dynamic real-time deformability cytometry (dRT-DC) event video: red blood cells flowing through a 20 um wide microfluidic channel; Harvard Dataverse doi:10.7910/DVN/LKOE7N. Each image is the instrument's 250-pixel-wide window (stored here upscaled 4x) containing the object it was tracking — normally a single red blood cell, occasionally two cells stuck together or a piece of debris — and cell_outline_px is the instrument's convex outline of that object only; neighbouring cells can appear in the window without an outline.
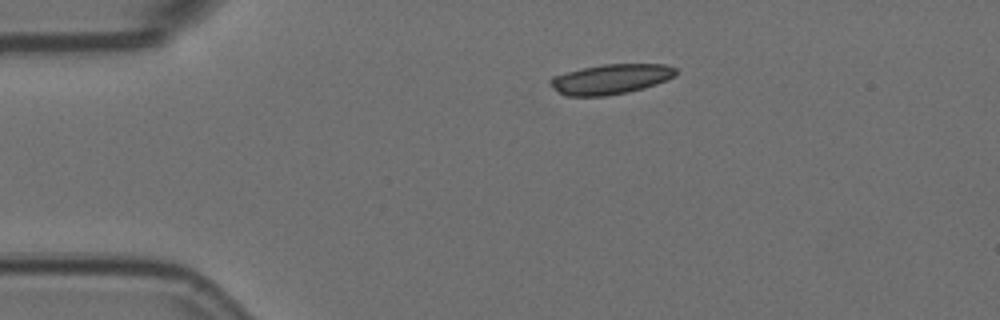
{"species": "Egyptian fruit bat (a non-hibernating species)", "species_latin": "Rousettus aegyptiacus", "temperature_condition": "room temperature", "stored_images_in_passage": 3, "camera_frame_rate_fps": 3000, "um_per_image_px": 0.085, "animal": {"sex": "female"}, "frame": {"image": 1, "passage_image": 1, "time_ms": 0.0, "image_size_px": [1000, 320], "cell_outline_px": [[676, 76], [656, 84], [644, 88], [628, 92], [604, 96], [564, 96], [548, 84], [548, 80], [552, 76], [584, 68], [604, 64], [664, 64], [676, 68]], "centroid_in_image_um": [51.9, 6.73], "position_along_channel_um": 33.1, "area_um2": 21.96}}
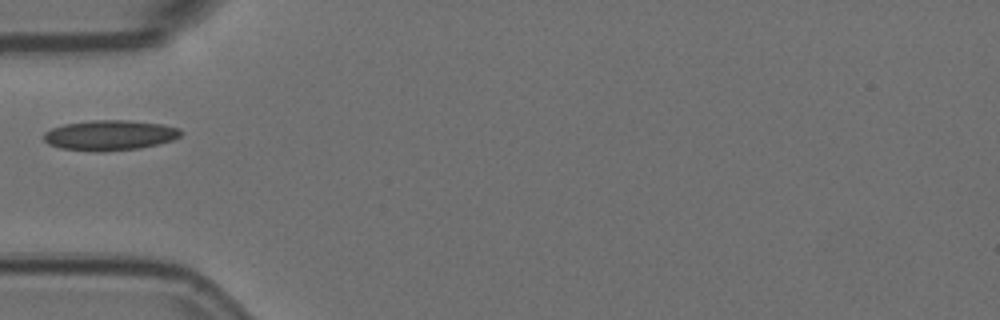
{"frame": {"image": 2, "passage_image": 3, "time_ms": 0.667, "image_size_px": [1000, 320], "cell_outline_px": [[184, 132], [180, 136], [172, 140], [140, 148], [60, 148], [48, 144], [44, 140], [44, 132], [52, 128], [64, 124], [92, 120], [128, 120], [164, 124], [180, 128]], "centroid_in_image_um": [9.39, 11.43], "position_along_channel_um": 75.6, "area_um2": 23.06}}